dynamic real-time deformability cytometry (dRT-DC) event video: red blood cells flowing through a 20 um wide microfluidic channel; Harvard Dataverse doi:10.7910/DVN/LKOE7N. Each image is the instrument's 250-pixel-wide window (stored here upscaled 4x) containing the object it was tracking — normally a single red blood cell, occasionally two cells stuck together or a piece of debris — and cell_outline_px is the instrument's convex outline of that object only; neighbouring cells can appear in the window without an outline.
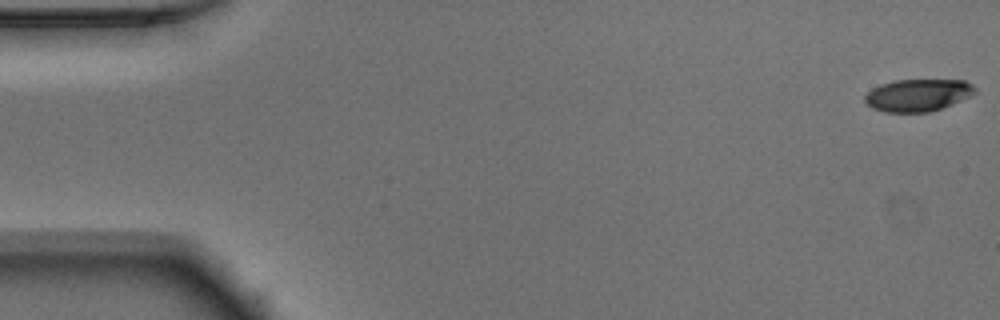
{"species": "Egyptian fruit bat (a non-hibernating species)", "species_latin": "Rousettus aegyptiacus", "temperature_condition": "warm", "stored_images_in_passage": 51, "camera_frame_rate_fps": 3000, "um_per_image_px": 0.085, "animal": {"sex": "male"}, "frame": {"image": 1, "passage_image": 1, "time_ms": 0.0, "image_size_px": [1000, 320], "cell_outline_px": [[976, 92], [952, 104], [928, 112], [884, 112], [872, 108], [864, 100], [864, 96], [872, 88], [880, 84], [896, 80], [964, 80], [972, 84], [976, 88]], "centroid_in_image_um": [77.99, 8.08], "position_along_channel_um": 7.0, "area_um2": 20.58}}
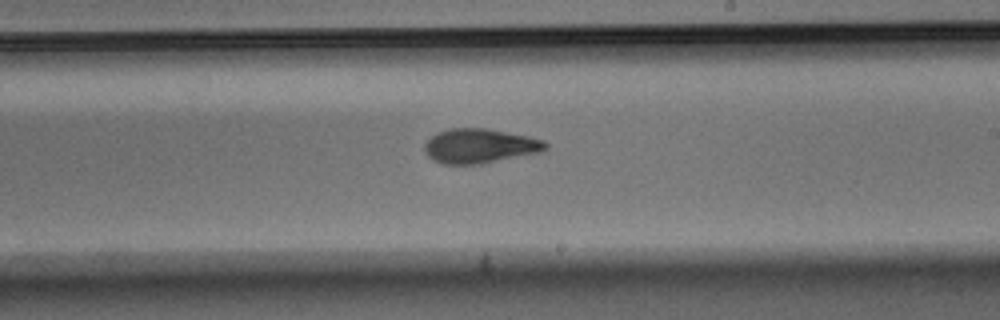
{"frame": {"image": 2, "passage_image": 30, "time_ms": 9.667, "image_size_px": [1000, 320], "cell_outline_px": [[548, 148], [540, 152], [480, 164], [444, 164], [432, 160], [424, 152], [424, 144], [436, 132], [452, 128], [488, 128], [528, 136], [544, 140], [548, 144]], "centroid_in_image_um": [40.77, 12.4], "position_along_channel_um": 248.2, "area_um2": 24.39}}
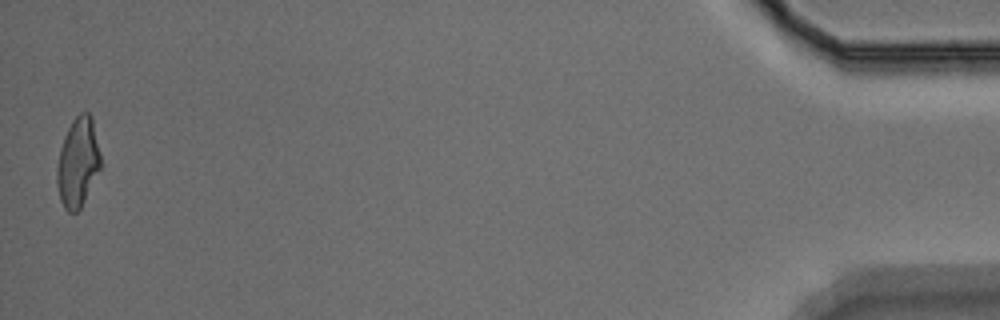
{"frame": {"image": 3, "passage_image": 51, "time_ms": 16.667, "image_size_px": [1000, 320], "cell_outline_px": [[100, 168], [80, 208], [76, 212], [68, 212], [64, 208], [60, 200], [56, 184], [56, 168], [60, 148], [64, 136], [72, 120], [80, 112], [88, 112], [92, 116], [100, 152]], "centroid_in_image_um": [6.6, 13.78], "position_along_channel_um": 428.6, "area_um2": 22.72}, "authors_computed_cell_mechanics": {"area_um2": 23.3512, "velocity_mm_per_s": 3.9287, "shape_relaxation_time_tau1_ms": 4.1248, "shape_relaxation_time_tau2_ms": 2.9185, "deformation_change_tau1": 0.1704, "deformation_change_tau2": 0.1086}}